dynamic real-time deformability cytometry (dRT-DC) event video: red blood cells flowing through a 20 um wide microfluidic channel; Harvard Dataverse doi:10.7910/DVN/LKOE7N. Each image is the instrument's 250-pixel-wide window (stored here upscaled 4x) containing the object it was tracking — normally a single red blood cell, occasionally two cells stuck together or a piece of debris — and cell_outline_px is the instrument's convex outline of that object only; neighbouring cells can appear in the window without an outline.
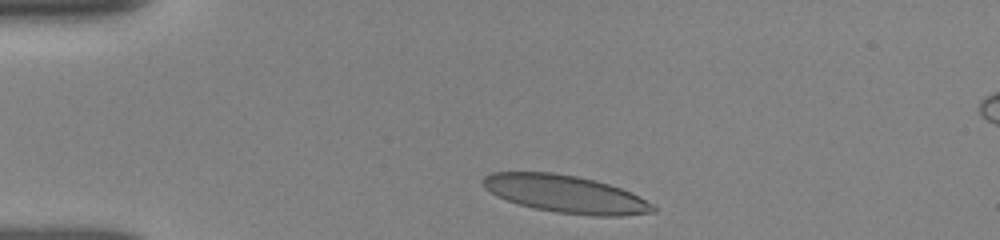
{"species": "human", "species_latin": "Homo sapiens", "temperature_condition": "room temperature", "stored_images_in_passage": 4, "camera_frame_rate_fps": 3000, "um_per_image_px": 0.085, "donor": {"sex": "female"}, "frame": {"image": 1, "passage_image": 1, "time_ms": 0.0, "image_size_px": [1000, 240], "cell_outline_px": [[656, 212], [624, 216], [592, 216], [556, 212], [536, 208], [520, 204], [496, 196], [484, 188], [480, 184], [480, 180], [484, 176], [492, 172], [552, 172], [576, 176], [608, 184], [632, 192], [652, 204], [656, 208]], "centroid_in_image_um": [48.05, 16.49], "position_along_channel_um": 36.9, "area_um2": 37.22}}
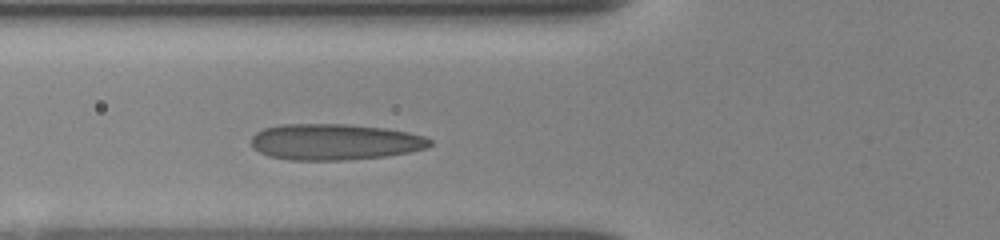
{"frame": {"image": 2, "passage_image": 4, "time_ms": 2.667, "image_size_px": [1000, 240], "cell_outline_px": [[432, 144], [428, 148], [408, 152], [384, 156], [344, 160], [288, 160], [268, 156], [252, 148], [252, 136], [256, 132], [264, 128], [280, 124], [348, 124], [384, 128], [408, 132], [424, 136], [432, 140]], "centroid_in_image_um": [28.43, 12.06], "position_along_channel_um": 97.4, "area_um2": 37.74}}